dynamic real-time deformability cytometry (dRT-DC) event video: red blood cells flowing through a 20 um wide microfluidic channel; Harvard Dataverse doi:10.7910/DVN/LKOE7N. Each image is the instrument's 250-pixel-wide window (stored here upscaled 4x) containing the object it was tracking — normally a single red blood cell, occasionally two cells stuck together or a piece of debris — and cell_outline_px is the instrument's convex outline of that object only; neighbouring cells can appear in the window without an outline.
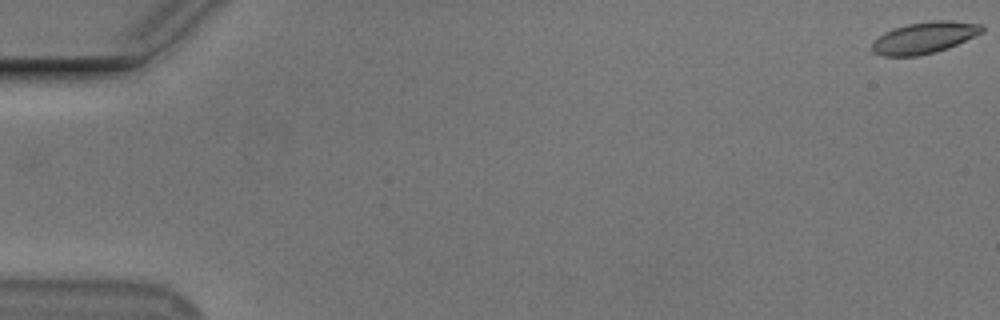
{"species": "Egyptian fruit bat (a non-hibernating species)", "species_latin": "Rousettus aegyptiacus", "temperature_condition": "cold", "stored_images_in_passage": 54, "camera_frame_rate_fps": 3000, "um_per_image_px": 0.085, "animal": {"sex": "male"}, "frame": {"image": 1, "passage_image": 1, "time_ms": 0.0, "image_size_px": [1000, 320], "cell_outline_px": [[984, 32], [948, 48], [936, 52], [916, 56], [880, 56], [872, 52], [872, 40], [884, 32], [892, 28], [908, 24], [936, 20], [948, 20], [984, 24]], "centroid_in_image_um": [78.56, 3.2], "position_along_channel_um": 6.4, "area_um2": 20.46}}
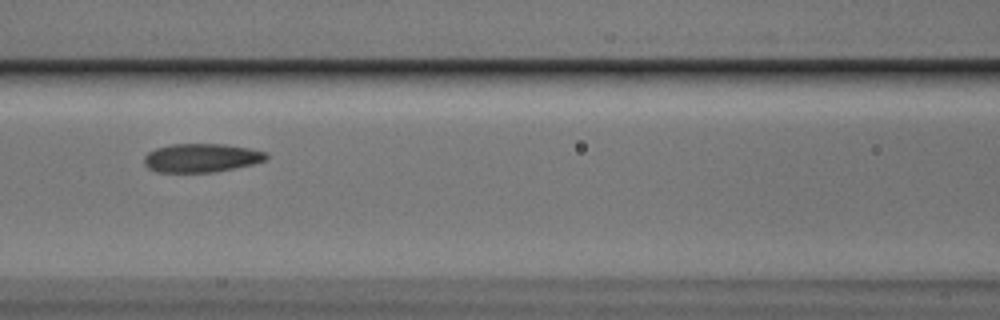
{"frame": {"image": 2, "passage_image": 26, "time_ms": 8.333, "image_size_px": [1000, 320], "cell_outline_px": [[268, 156], [264, 160], [252, 164], [212, 172], [156, 172], [148, 168], [144, 164], [144, 156], [148, 152], [156, 148], [172, 144], [224, 144], [248, 148], [264, 152]], "centroid_in_image_um": [17.05, 13.42], "position_along_channel_um": 149.5, "area_um2": 20.17}}
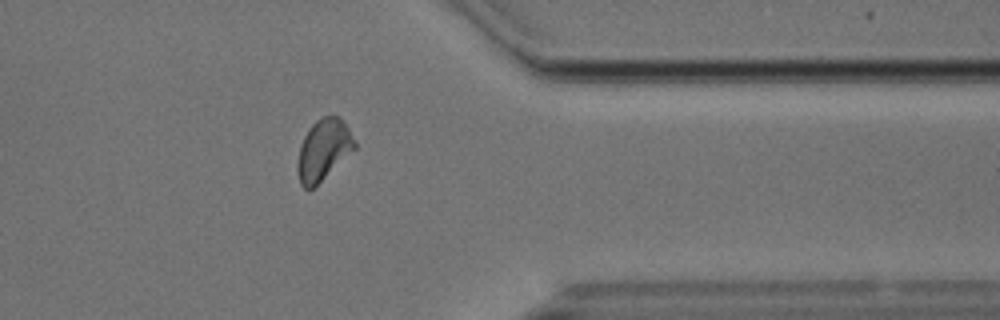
{"frame": {"image": 3, "passage_image": 46, "time_ms": 15.0, "image_size_px": [1000, 320], "cell_outline_px": [[356, 148], [312, 188], [304, 188], [300, 184], [296, 168], [296, 164], [300, 144], [308, 128], [316, 120], [324, 116], [340, 116], [344, 120], [356, 144]], "centroid_in_image_um": [27.47, 12.7], "position_along_channel_um": 383.9, "area_um2": 20.17}}